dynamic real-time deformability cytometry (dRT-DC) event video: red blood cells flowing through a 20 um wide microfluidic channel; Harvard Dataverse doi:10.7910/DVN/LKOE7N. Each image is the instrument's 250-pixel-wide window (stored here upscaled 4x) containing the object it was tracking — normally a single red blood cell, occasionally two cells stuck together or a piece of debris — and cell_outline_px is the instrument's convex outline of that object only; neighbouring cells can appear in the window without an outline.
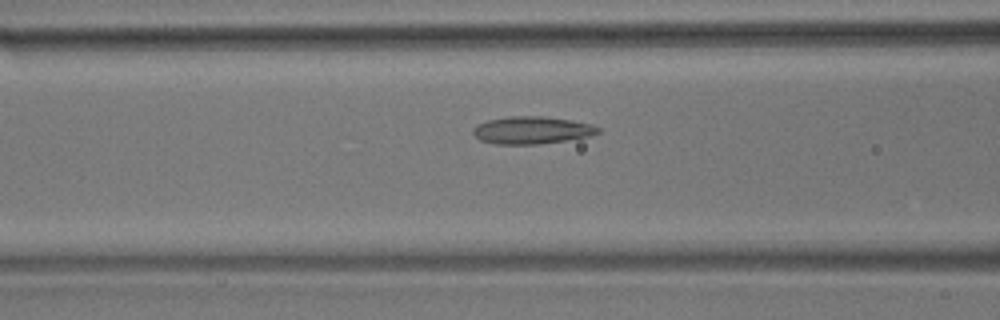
{"species": "common noctule bat (a hibernating species)", "species_latin": "Nyctalus noctula", "temperature_condition": "room temperature", "stored_images_in_passage": 40, "camera_frame_rate_fps": 3000, "um_per_image_px": 0.085, "animal": {"sex": "male", "body_mass_g": 17.9}, "frame": {"image": 1, "passage_image": 7, "time_ms": 2.0, "image_size_px": [1000, 320], "cell_outline_px": [[600, 132], [588, 136], [564, 140], [536, 144], [496, 144], [480, 140], [472, 132], [472, 128], [476, 124], [488, 120], [508, 116], [544, 116], [572, 120], [592, 124], [600, 128]], "centroid_in_image_um": [45.18, 11.05], "position_along_channel_um": 121.4, "area_um2": 19.94}}
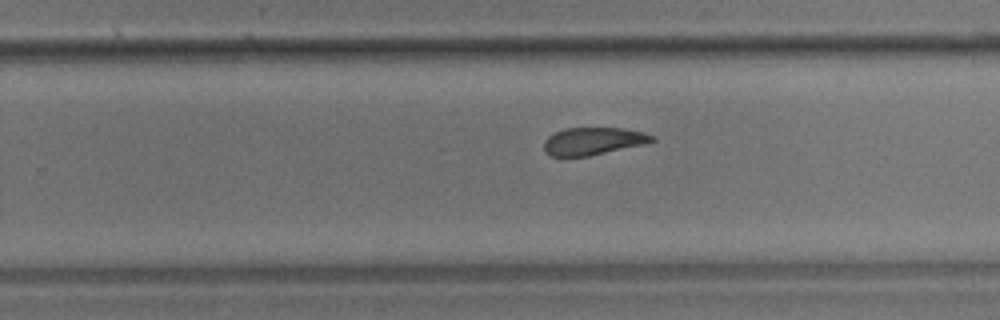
{"frame": {"image": 2, "passage_image": 20, "time_ms": 6.333, "image_size_px": [1000, 320], "cell_outline_px": [[656, 140], [644, 144], [588, 156], [552, 156], [544, 152], [544, 140], [548, 136], [564, 128], [624, 128], [644, 132], [652, 136]], "centroid_in_image_um": [50.4, 11.99], "position_along_channel_um": 279.4, "area_um2": 17.22}}
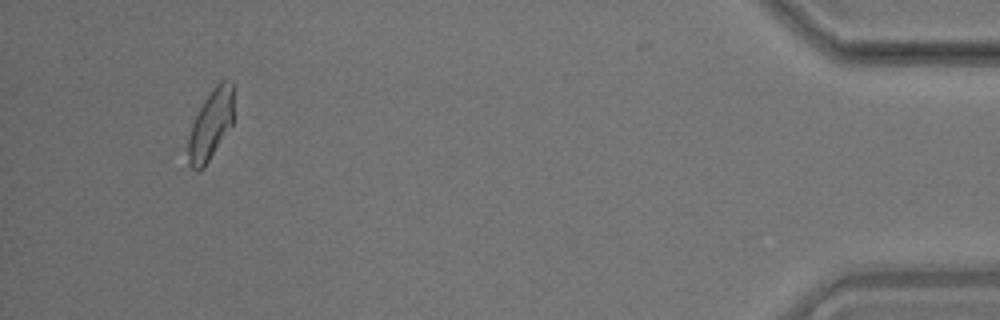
{"frame": {"image": 3, "passage_image": 37, "time_ms": 12.0, "image_size_px": [1000, 320], "cell_outline_px": [[236, 84], [232, 124], [204, 168], [200, 172], [196, 172], [188, 164], [188, 136], [192, 124], [204, 100], [212, 88], [220, 80], [232, 80]], "centroid_in_image_um": [17.95, 10.55], "position_along_channel_um": 417.3, "area_um2": 19.07}}